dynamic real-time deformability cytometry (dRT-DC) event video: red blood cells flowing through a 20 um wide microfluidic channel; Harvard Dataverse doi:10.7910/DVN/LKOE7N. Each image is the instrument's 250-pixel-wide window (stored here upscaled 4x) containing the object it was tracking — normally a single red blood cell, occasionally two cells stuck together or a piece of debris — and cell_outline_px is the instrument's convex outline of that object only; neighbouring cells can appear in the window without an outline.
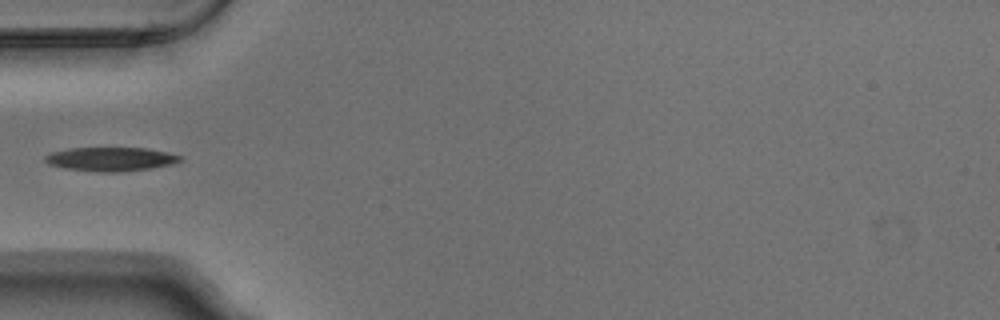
{"species": "Egyptian fruit bat (a non-hibernating species)", "species_latin": "Rousettus aegyptiacus", "temperature_condition": "warm", "stored_images_in_passage": 4, "camera_frame_rate_fps": 3000, "um_per_image_px": 0.085, "animal": {"sex": "male"}, "frame": {"image": 1, "passage_image": 4, "time_ms": 1.0, "image_size_px": [1000, 320], "cell_outline_px": [[184, 160], [172, 164], [152, 168], [116, 172], [96, 172], [64, 168], [48, 164], [44, 160], [44, 156], [52, 152], [68, 148], [144, 148], [168, 152], [180, 156]], "centroid_in_image_um": [9.4, 13.53], "position_along_channel_um": 75.6, "area_um2": 18.84}}